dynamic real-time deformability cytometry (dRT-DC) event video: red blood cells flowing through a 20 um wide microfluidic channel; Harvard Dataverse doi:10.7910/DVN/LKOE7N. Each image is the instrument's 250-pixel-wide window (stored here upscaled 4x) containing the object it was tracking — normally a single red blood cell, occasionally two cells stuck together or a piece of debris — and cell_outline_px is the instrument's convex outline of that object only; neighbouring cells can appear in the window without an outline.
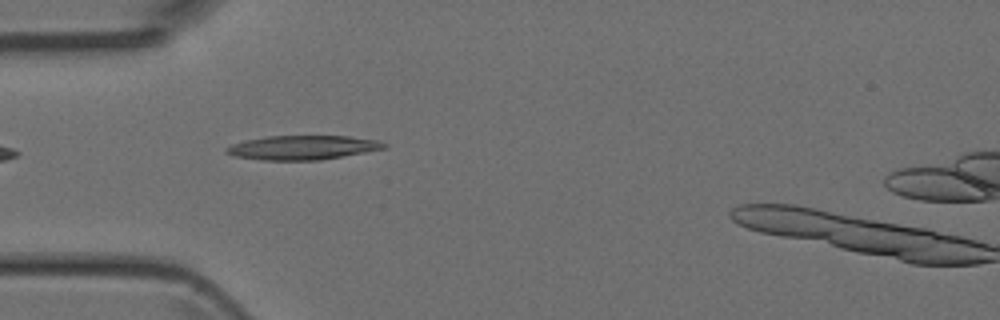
{"species": "Egyptian fruit bat (a non-hibernating species)", "species_latin": "Rousettus aegyptiacus", "temperature_condition": "room temperature", "stored_images_in_passage": 2, "camera_frame_rate_fps": 3000, "um_per_image_px": 0.085, "animal": {"sex": "female"}, "frame": {"image": 1, "passage_image": 1, "time_ms": 0.0, "image_size_px": [1000, 320], "cell_outline_px": [[388, 148], [320, 160], [260, 160], [232, 156], [224, 152], [224, 148], [232, 144], [244, 140], [268, 136], [348, 136], [380, 140], [388, 144]], "centroid_in_image_um": [25.71, 12.54], "position_along_channel_um": 59.3, "area_um2": 22.48}}